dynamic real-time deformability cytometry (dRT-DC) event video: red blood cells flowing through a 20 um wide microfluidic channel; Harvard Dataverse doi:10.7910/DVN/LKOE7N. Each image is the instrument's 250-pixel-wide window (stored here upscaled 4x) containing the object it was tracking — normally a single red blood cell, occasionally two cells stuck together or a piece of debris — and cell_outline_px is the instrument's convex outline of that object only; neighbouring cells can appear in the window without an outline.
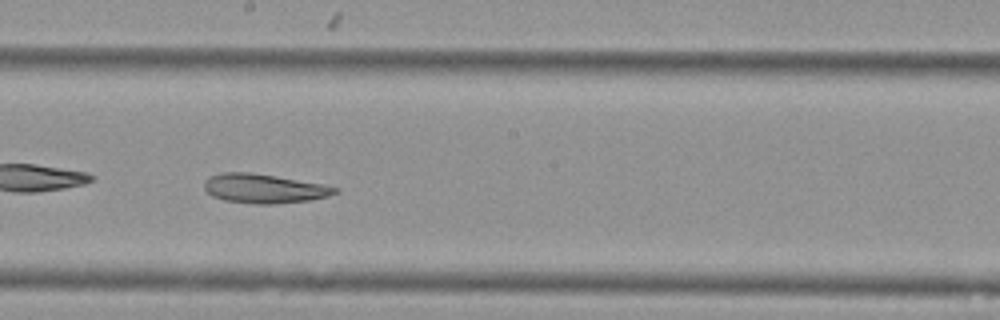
{"species": "Egyptian fruit bat (a non-hibernating species)", "species_latin": "Rousettus aegyptiacus", "temperature_condition": "cold", "stored_images_in_passage": 40, "camera_frame_rate_fps": 3000, "um_per_image_px": 0.085, "animal": {"sex": "female"}, "frame": {"image": 1, "passage_image": 18, "time_ms": 5.667, "image_size_px": [1000, 320], "cell_outline_px": [[340, 192], [328, 196], [308, 200], [272, 204], [256, 204], [224, 200], [212, 196], [204, 188], [204, 180], [208, 176], [224, 172], [248, 172], [320, 184], [340, 188]], "centroid_in_image_um": [22.4, 16.03], "position_along_channel_um": 225.8, "area_um2": 21.96}, "authors_computed_cell_mechanics": {"area_um2": 23.6691, "velocity_mm_per_s": 3.5979, "shape_relaxation_time_tau1_ms": null, "shape_relaxation_time_tau2_ms": 7.1636, "deformation_change_tau1": null, "deformation_change_tau2": 0.1427}}